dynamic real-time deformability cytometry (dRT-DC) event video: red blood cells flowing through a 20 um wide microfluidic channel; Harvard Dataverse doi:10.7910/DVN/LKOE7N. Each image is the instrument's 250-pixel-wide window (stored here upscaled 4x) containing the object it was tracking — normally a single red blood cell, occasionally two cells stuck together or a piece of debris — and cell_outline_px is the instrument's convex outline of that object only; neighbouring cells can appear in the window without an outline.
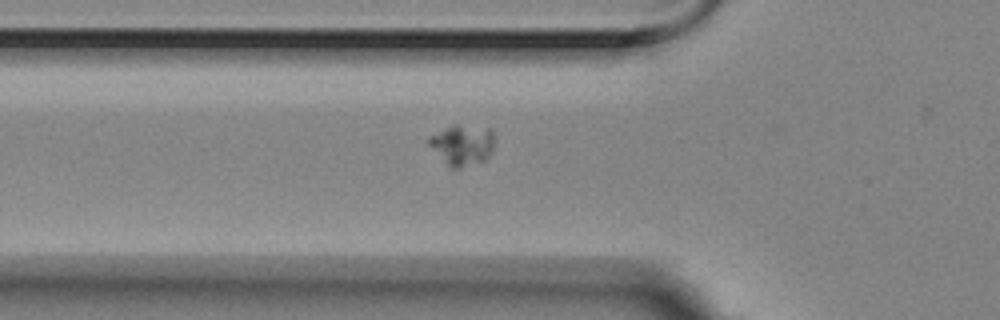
{"species": "Egyptian fruit bat (a non-hibernating species)", "species_latin": "Rousettus aegyptiacus", "temperature_condition": "room temperature", "stored_images_in_passage": 6, "camera_frame_rate_fps": 3000, "um_per_image_px": 0.085, "animal": {"sex": "female"}, "frame": {"image": 1, "passage_image": 6, "time_ms": 1.667, "image_size_px": [1000, 320], "cell_outline_px": [[492, 152], [484, 160], [460, 168], [448, 168], [428, 144], [428, 136], [452, 124], [456, 124], [492, 128]], "centroid_in_image_um": [39.25, 12.31], "position_along_channel_um": 86.5, "area_um2": 15.66}}